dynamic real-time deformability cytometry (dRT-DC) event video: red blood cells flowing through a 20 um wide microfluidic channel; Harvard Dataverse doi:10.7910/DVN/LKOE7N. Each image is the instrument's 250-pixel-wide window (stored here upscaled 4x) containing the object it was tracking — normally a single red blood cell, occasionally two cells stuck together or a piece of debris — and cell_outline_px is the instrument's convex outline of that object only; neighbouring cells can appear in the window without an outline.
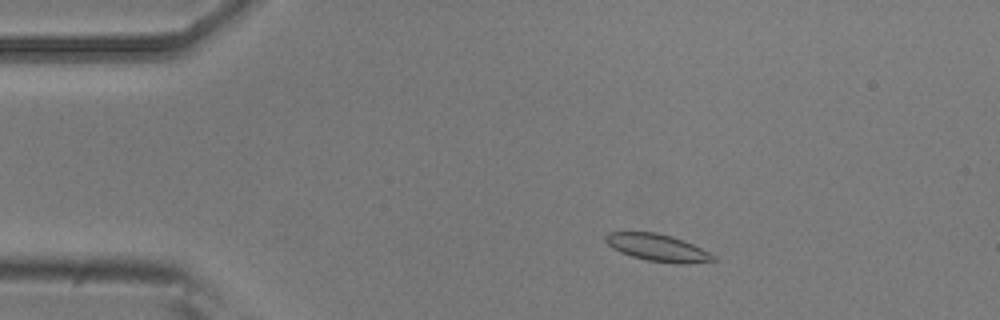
{"species": "common noctule bat (a hibernating species)", "species_latin": "Nyctalus noctula", "temperature_condition": "room temperature", "stored_images_in_passage": 6, "camera_frame_rate_fps": 3000, "um_per_image_px": 0.085, "animal": {"sex": "male", "body_mass_g": 20.5, "forearm_length_mm": 52.5}, "frame": {"image": 1, "passage_image": 2, "time_ms": 0.333, "image_size_px": [1000, 320], "cell_outline_px": [[716, 260], [684, 264], [680, 264], [648, 260], [632, 256], [620, 252], [612, 248], [604, 240], [604, 236], [608, 232], [656, 232], [672, 236], [684, 240], [716, 256]], "centroid_in_image_um": [55.87, 21.04], "position_along_channel_um": 29.1, "area_um2": 16.94}}
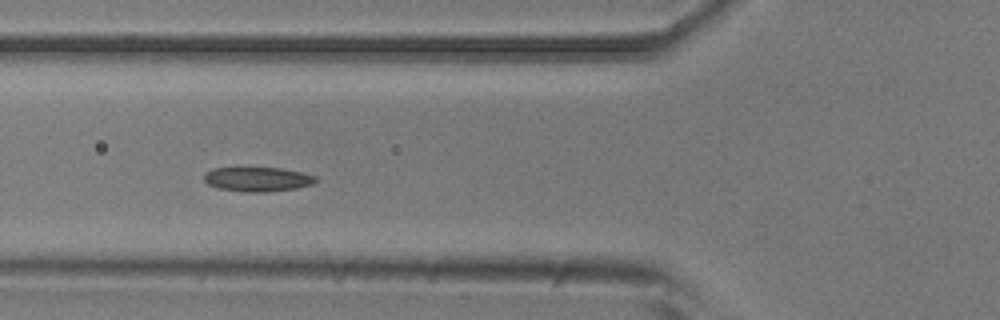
{"frame": {"image": 2, "passage_image": 4, "time_ms": 1.0, "image_size_px": [1000, 320], "cell_outline_px": [[320, 180], [312, 184], [296, 188], [268, 192], [244, 192], [220, 188], [208, 184], [204, 180], [204, 172], [212, 168], [280, 168], [300, 172], [316, 176]], "centroid_in_image_um": [21.9, 15.23], "position_along_channel_um": 103.9, "area_um2": 15.9}}
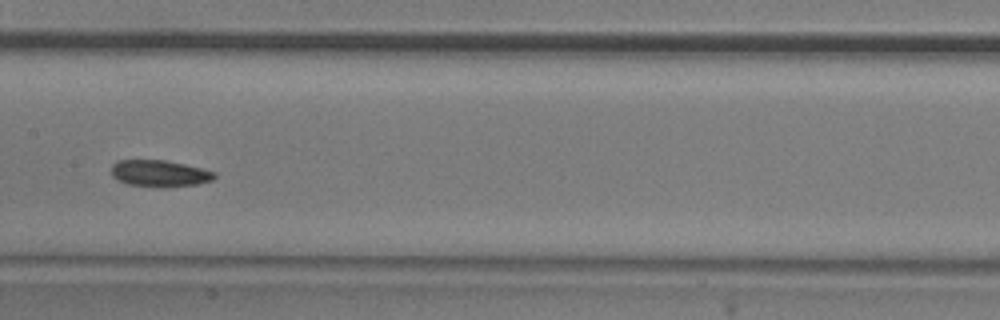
{"frame": {"image": 3, "passage_image": 6, "time_ms": 1.667, "image_size_px": [1000, 320], "cell_outline_px": [[216, 176], [212, 180], [196, 184], [168, 188], [160, 188], [128, 184], [112, 176], [112, 164], [116, 160], [164, 160], [184, 164], [216, 172]], "centroid_in_image_um": [13.57, 14.75], "position_along_channel_um": 193.8, "area_um2": 16.07}}